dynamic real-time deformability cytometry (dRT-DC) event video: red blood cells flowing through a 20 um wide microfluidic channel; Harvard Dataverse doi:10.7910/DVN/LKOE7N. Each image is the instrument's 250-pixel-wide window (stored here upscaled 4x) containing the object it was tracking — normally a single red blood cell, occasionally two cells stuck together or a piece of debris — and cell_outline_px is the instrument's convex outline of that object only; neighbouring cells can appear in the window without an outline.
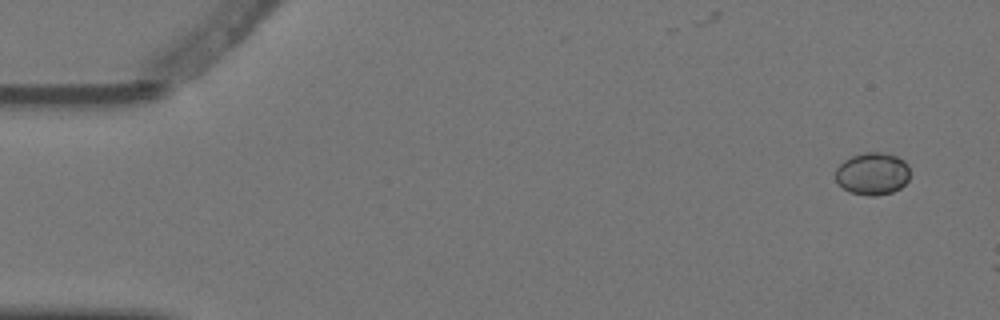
{"species": "Egyptian fruit bat (a non-hibernating species)", "species_latin": "Rousettus aegyptiacus", "temperature_condition": "warm", "stored_images_in_passage": 2, "camera_frame_rate_fps": 3000, "um_per_image_px": 0.085, "animal": {"sex": "female"}, "frame": {"image": 1, "passage_image": 1, "time_ms": 0.0, "image_size_px": [1000, 320], "cell_outline_px": [[908, 180], [900, 188], [892, 192], [876, 196], [868, 196], [852, 192], [844, 188], [836, 180], [836, 168], [844, 160], [852, 156], [864, 152], [880, 152], [896, 156], [904, 160], [908, 164]], "centroid_in_image_um": [74.17, 14.76], "position_along_channel_um": 10.8, "area_um2": 18.26}}